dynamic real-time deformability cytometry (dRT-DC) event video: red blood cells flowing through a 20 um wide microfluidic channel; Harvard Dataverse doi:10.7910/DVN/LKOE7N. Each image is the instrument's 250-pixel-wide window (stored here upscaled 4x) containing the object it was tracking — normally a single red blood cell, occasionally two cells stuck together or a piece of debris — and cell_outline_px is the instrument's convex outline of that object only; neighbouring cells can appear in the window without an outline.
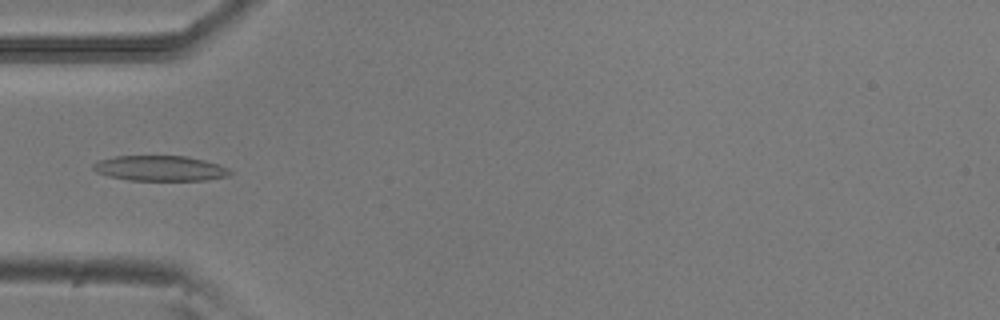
{"species": "common noctule bat (a hibernating species)", "species_latin": "Nyctalus noctula", "temperature_condition": "room temperature", "stored_images_in_passage": 5, "camera_frame_rate_fps": 3000, "um_per_image_px": 0.085, "animal": {"sex": "male", "body_mass_g": 20.5, "forearm_length_mm": 52.5}, "frame": {"image": 1, "passage_image": 4, "time_ms": 1.0, "image_size_px": [1000, 320], "cell_outline_px": [[232, 172], [228, 176], [204, 180], [128, 180], [108, 176], [96, 172], [92, 168], [92, 164], [100, 160], [116, 156], [188, 156], [220, 164], [228, 168]], "centroid_in_image_um": [13.61, 14.3], "position_along_channel_um": 71.4, "area_um2": 20.17}}
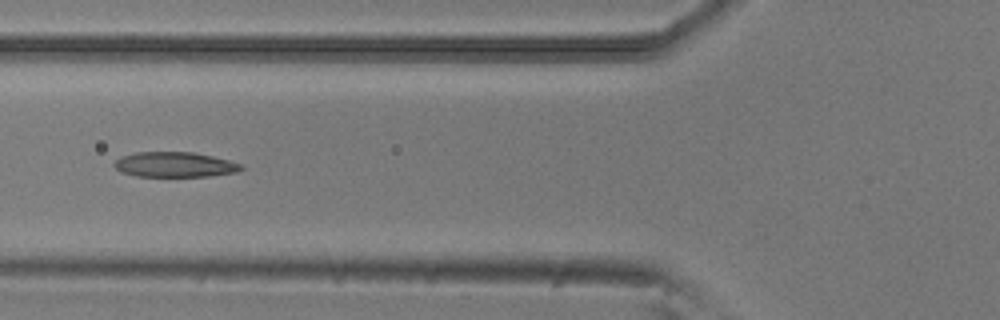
{"frame": {"image": 2, "passage_image": 5, "time_ms": 1.333, "image_size_px": [1000, 320], "cell_outline_px": [[244, 168], [236, 172], [208, 176], [136, 176], [120, 172], [112, 164], [120, 156], [136, 152], [192, 152], [212, 156], [228, 160], [240, 164]], "centroid_in_image_um": [14.8, 13.99], "position_along_channel_um": 111.0, "area_um2": 18.5}}